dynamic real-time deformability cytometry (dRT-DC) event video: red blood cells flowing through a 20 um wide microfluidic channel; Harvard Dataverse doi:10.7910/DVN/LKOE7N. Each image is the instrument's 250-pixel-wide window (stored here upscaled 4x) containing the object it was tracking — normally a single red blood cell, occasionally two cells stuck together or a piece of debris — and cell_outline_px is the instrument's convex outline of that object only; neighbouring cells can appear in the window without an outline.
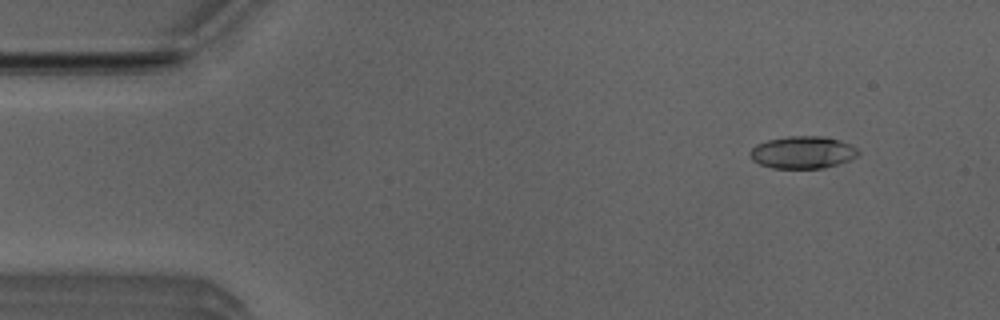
{"species": "Egyptian fruit bat (a non-hibernating species)", "species_latin": "Rousettus aegyptiacus", "temperature_condition": "room temperature", "stored_images_in_passage": 52, "camera_frame_rate_fps": 3000, "um_per_image_px": 0.085, "animal": {"sex": "male"}, "frame": {"image": 1, "passage_image": 5, "time_ms": 1.333, "image_size_px": [1000, 320], "cell_outline_px": [[860, 152], [856, 156], [848, 160], [824, 168], [772, 168], [760, 164], [752, 160], [748, 152], [756, 144], [768, 140], [788, 136], [824, 136], [840, 140], [856, 148]], "centroid_in_image_um": [68.19, 12.94], "position_along_channel_um": 16.8, "area_um2": 20.29}}
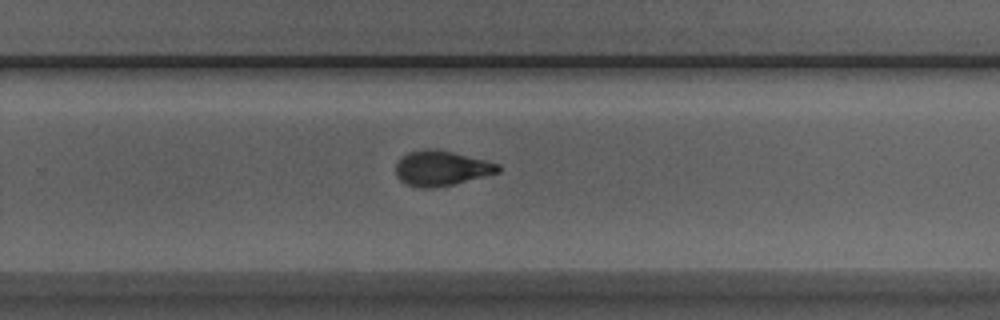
{"frame": {"image": 2, "passage_image": 33, "time_ms": 10.667, "image_size_px": [1000, 320], "cell_outline_px": [[500, 172], [452, 184], [432, 188], [420, 188], [404, 184], [396, 176], [396, 164], [408, 152], [424, 148], [436, 148], [500, 164]], "centroid_in_image_um": [37.48, 14.3], "position_along_channel_um": 292.3, "area_um2": 20.81}}
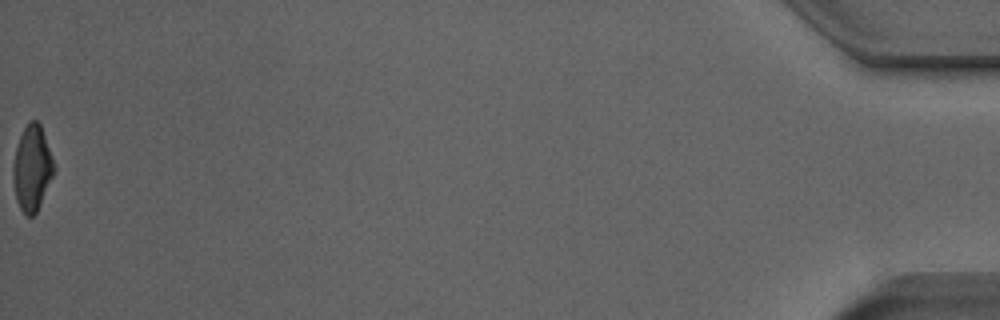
{"frame": {"image": 3, "passage_image": 52, "time_ms": 17.0, "image_size_px": [1000, 320], "cell_outline_px": [[56, 168], [40, 204], [36, 212], [32, 216], [28, 216], [20, 208], [16, 200], [12, 176], [12, 168], [16, 148], [20, 136], [24, 128], [32, 120], [36, 120], [40, 124]], "centroid_in_image_um": [2.71, 14.3], "position_along_channel_um": 432.5, "area_um2": 20.0}, "authors_computed_cell_mechanics": {"area_um2": 20.519, "velocity_mm_per_s": 3.9385, "shape_relaxation_time_tau1_ms": 5.9403, "shape_relaxation_time_tau2_ms": 1.8257, "deformation_change_tau1": 0.1949, "deformation_change_tau2": 0.0883}}